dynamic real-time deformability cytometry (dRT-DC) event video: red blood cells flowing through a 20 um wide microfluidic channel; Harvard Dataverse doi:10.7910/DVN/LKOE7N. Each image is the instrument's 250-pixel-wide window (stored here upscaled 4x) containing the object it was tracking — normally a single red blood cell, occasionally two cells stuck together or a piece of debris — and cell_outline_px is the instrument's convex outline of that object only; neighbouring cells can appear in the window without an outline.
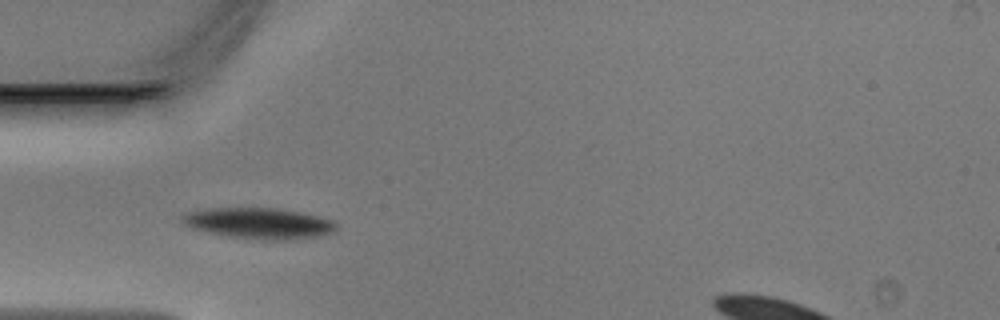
{"species": "Egyptian fruit bat (a non-hibernating species)", "species_latin": "Rousettus aegyptiacus", "temperature_condition": "warm", "stored_images_in_passage": 20, "camera_frame_rate_fps": 3000, "um_per_image_px": 0.085, "animal": {"sex": "male"}, "frame": {"image": 1, "passage_image": 2, "time_ms": 0.333, "image_size_px": [1000, 320], "cell_outline_px": [[336, 228], [332, 232], [320, 236], [280, 240], [264, 240], [228, 236], [208, 232], [192, 228], [184, 224], [180, 216], [188, 212], [204, 208], [276, 208], [300, 212], [336, 220]], "centroid_in_image_um": [22.01, 18.97], "position_along_channel_um": 63.0, "area_um2": 27.74}}
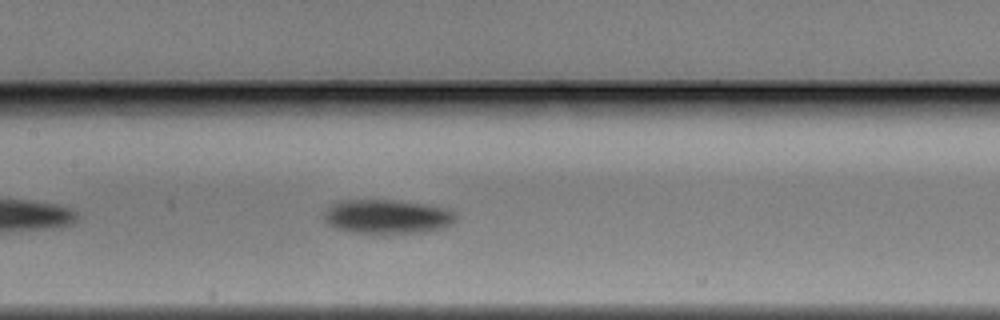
{"frame": {"image": 2, "passage_image": 10, "time_ms": 3.0, "image_size_px": [1000, 320], "cell_outline_px": [[460, 216], [452, 224], [444, 228], [424, 232], [352, 232], [336, 228], [328, 224], [324, 220], [324, 212], [332, 204], [340, 200], [396, 200], [428, 204], [448, 208], [456, 212]], "centroid_in_image_um": [32.99, 18.39], "position_along_channel_um": 174.4, "area_um2": 26.36}}
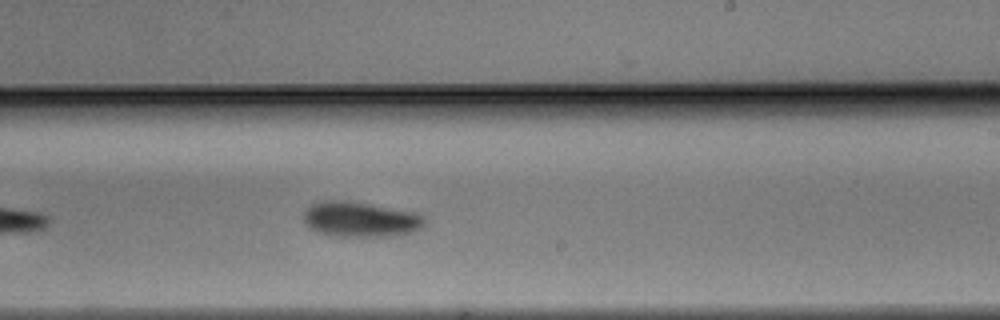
{"frame": {"image": 3, "passage_image": 16, "time_ms": 5.0, "image_size_px": [1000, 320], "cell_outline_px": [[424, 224], [420, 228], [412, 232], [388, 236], [336, 236], [320, 232], [308, 228], [304, 220], [304, 212], [312, 204], [324, 200], [348, 200], [420, 212], [424, 216]], "centroid_in_image_um": [30.66, 18.62], "position_along_channel_um": 258.3, "area_um2": 24.97}}